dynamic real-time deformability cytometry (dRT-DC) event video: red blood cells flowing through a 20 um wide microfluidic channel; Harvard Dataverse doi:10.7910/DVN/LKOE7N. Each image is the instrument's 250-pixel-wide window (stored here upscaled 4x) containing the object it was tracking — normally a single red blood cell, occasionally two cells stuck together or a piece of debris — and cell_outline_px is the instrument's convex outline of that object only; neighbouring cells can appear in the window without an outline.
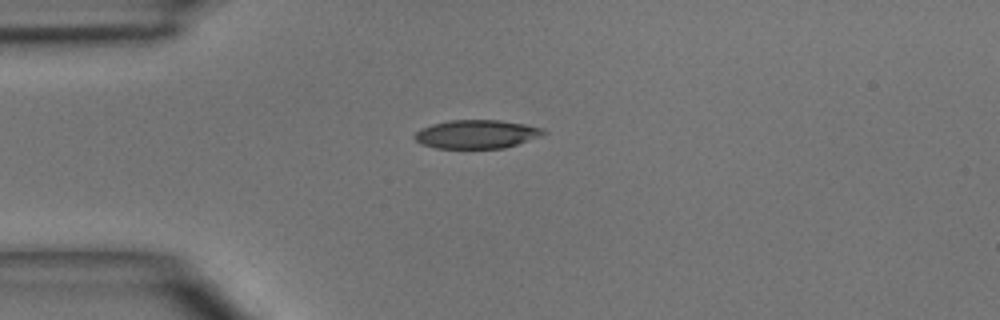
{"species": "common noctule bat (a hibernating species)", "species_latin": "Nyctalus noctula", "temperature_condition": "room temperature", "stored_images_in_passage": 1, "camera_frame_rate_fps": 3000, "um_per_image_px": 0.085, "animal": {"sex": "male", "body_mass_g": 15.6}, "frame": {"image": 1, "passage_image": 1, "time_ms": 0.0, "image_size_px": [1000, 320], "cell_outline_px": [[548, 132], [540, 136], [504, 148], [436, 148], [420, 144], [412, 136], [420, 128], [432, 124], [448, 120], [500, 120], [524, 124], [544, 128]], "centroid_in_image_um": [40.48, 11.4], "position_along_channel_um": 44.5, "area_um2": 21.5}}